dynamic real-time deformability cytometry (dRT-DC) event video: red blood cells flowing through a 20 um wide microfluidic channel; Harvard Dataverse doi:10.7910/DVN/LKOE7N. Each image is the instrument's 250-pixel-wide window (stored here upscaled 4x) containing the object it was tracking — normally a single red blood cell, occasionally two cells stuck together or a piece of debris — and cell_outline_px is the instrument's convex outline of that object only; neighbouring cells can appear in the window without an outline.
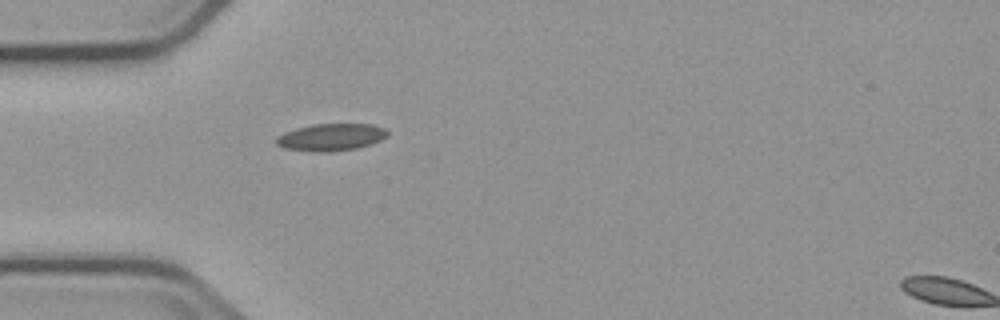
{"species": "common noctule bat (a hibernating species)", "species_latin": "Nyctalus noctula", "temperature_condition": "cold", "stored_images_in_passage": 4, "camera_frame_rate_fps": 3000, "um_per_image_px": 0.085, "animal": {"sex": "male", "body_mass_g": 23.1, "forearm_length_mm": 52.7}, "frame": {"image": 1, "passage_image": 4, "time_ms": 4.333, "image_size_px": [1000, 320], "cell_outline_px": [[388, 136], [380, 140], [356, 148], [332, 152], [312, 152], [284, 148], [276, 144], [276, 136], [284, 132], [296, 128], [312, 124], [372, 124], [384, 128], [388, 132]], "centroid_in_image_um": [28.1, 11.66], "position_along_channel_um": 56.9, "area_um2": 17.69}}